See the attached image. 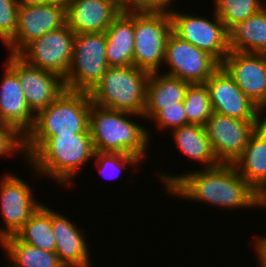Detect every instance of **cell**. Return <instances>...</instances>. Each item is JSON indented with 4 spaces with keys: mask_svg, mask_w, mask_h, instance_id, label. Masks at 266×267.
I'll list each match as a JSON object with an SVG mask.
<instances>
[{
    "mask_svg": "<svg viewBox=\"0 0 266 267\" xmlns=\"http://www.w3.org/2000/svg\"><path fill=\"white\" fill-rule=\"evenodd\" d=\"M121 12L168 10L172 0H116Z\"/></svg>",
    "mask_w": 266,
    "mask_h": 267,
    "instance_id": "cell-33",
    "label": "cell"
},
{
    "mask_svg": "<svg viewBox=\"0 0 266 267\" xmlns=\"http://www.w3.org/2000/svg\"><path fill=\"white\" fill-rule=\"evenodd\" d=\"M18 7L17 0H0V42L5 46L17 33Z\"/></svg>",
    "mask_w": 266,
    "mask_h": 267,
    "instance_id": "cell-30",
    "label": "cell"
},
{
    "mask_svg": "<svg viewBox=\"0 0 266 267\" xmlns=\"http://www.w3.org/2000/svg\"><path fill=\"white\" fill-rule=\"evenodd\" d=\"M95 154L90 133L51 136L28 159L31 169L69 186L82 166Z\"/></svg>",
    "mask_w": 266,
    "mask_h": 267,
    "instance_id": "cell-4",
    "label": "cell"
},
{
    "mask_svg": "<svg viewBox=\"0 0 266 267\" xmlns=\"http://www.w3.org/2000/svg\"><path fill=\"white\" fill-rule=\"evenodd\" d=\"M88 92L65 90L35 115L32 129L24 137L26 160L51 136L90 133Z\"/></svg>",
    "mask_w": 266,
    "mask_h": 267,
    "instance_id": "cell-2",
    "label": "cell"
},
{
    "mask_svg": "<svg viewBox=\"0 0 266 267\" xmlns=\"http://www.w3.org/2000/svg\"><path fill=\"white\" fill-rule=\"evenodd\" d=\"M0 244L14 267H66L55 252L24 243L15 235L4 237Z\"/></svg>",
    "mask_w": 266,
    "mask_h": 267,
    "instance_id": "cell-25",
    "label": "cell"
},
{
    "mask_svg": "<svg viewBox=\"0 0 266 267\" xmlns=\"http://www.w3.org/2000/svg\"><path fill=\"white\" fill-rule=\"evenodd\" d=\"M15 236L24 243L55 252L56 241L52 228V209L42 203L15 233Z\"/></svg>",
    "mask_w": 266,
    "mask_h": 267,
    "instance_id": "cell-26",
    "label": "cell"
},
{
    "mask_svg": "<svg viewBox=\"0 0 266 267\" xmlns=\"http://www.w3.org/2000/svg\"><path fill=\"white\" fill-rule=\"evenodd\" d=\"M255 241V252L257 253L258 260H259V267H266V238L263 236H259L256 238Z\"/></svg>",
    "mask_w": 266,
    "mask_h": 267,
    "instance_id": "cell-34",
    "label": "cell"
},
{
    "mask_svg": "<svg viewBox=\"0 0 266 267\" xmlns=\"http://www.w3.org/2000/svg\"><path fill=\"white\" fill-rule=\"evenodd\" d=\"M6 65L18 76L26 102L36 115L65 91L58 74L27 64L17 54H8Z\"/></svg>",
    "mask_w": 266,
    "mask_h": 267,
    "instance_id": "cell-13",
    "label": "cell"
},
{
    "mask_svg": "<svg viewBox=\"0 0 266 267\" xmlns=\"http://www.w3.org/2000/svg\"><path fill=\"white\" fill-rule=\"evenodd\" d=\"M172 20V32L199 49L214 56L220 63L229 54V34L224 23L213 10V20L168 9ZM214 21V22H213Z\"/></svg>",
    "mask_w": 266,
    "mask_h": 267,
    "instance_id": "cell-8",
    "label": "cell"
},
{
    "mask_svg": "<svg viewBox=\"0 0 266 267\" xmlns=\"http://www.w3.org/2000/svg\"><path fill=\"white\" fill-rule=\"evenodd\" d=\"M5 68L0 84V124L15 128L25 137L34 125L35 114L26 102L18 76L7 65Z\"/></svg>",
    "mask_w": 266,
    "mask_h": 267,
    "instance_id": "cell-18",
    "label": "cell"
},
{
    "mask_svg": "<svg viewBox=\"0 0 266 267\" xmlns=\"http://www.w3.org/2000/svg\"><path fill=\"white\" fill-rule=\"evenodd\" d=\"M67 26L76 33L105 32L121 13L116 0H65Z\"/></svg>",
    "mask_w": 266,
    "mask_h": 267,
    "instance_id": "cell-17",
    "label": "cell"
},
{
    "mask_svg": "<svg viewBox=\"0 0 266 267\" xmlns=\"http://www.w3.org/2000/svg\"><path fill=\"white\" fill-rule=\"evenodd\" d=\"M172 132L173 140L181 153L193 161H198V164H205L203 168L220 165L209 142L205 126L188 124L177 127Z\"/></svg>",
    "mask_w": 266,
    "mask_h": 267,
    "instance_id": "cell-23",
    "label": "cell"
},
{
    "mask_svg": "<svg viewBox=\"0 0 266 267\" xmlns=\"http://www.w3.org/2000/svg\"><path fill=\"white\" fill-rule=\"evenodd\" d=\"M153 72L147 83L143 118L152 119L163 107L178 106L183 102L190 83L163 72Z\"/></svg>",
    "mask_w": 266,
    "mask_h": 267,
    "instance_id": "cell-22",
    "label": "cell"
},
{
    "mask_svg": "<svg viewBox=\"0 0 266 267\" xmlns=\"http://www.w3.org/2000/svg\"><path fill=\"white\" fill-rule=\"evenodd\" d=\"M157 127L161 130L175 129L188 125L185 114L184 103L179 102L178 106L163 107L153 118Z\"/></svg>",
    "mask_w": 266,
    "mask_h": 267,
    "instance_id": "cell-31",
    "label": "cell"
},
{
    "mask_svg": "<svg viewBox=\"0 0 266 267\" xmlns=\"http://www.w3.org/2000/svg\"><path fill=\"white\" fill-rule=\"evenodd\" d=\"M75 33L67 26L32 40L17 55L27 64L65 78L73 57Z\"/></svg>",
    "mask_w": 266,
    "mask_h": 267,
    "instance_id": "cell-9",
    "label": "cell"
},
{
    "mask_svg": "<svg viewBox=\"0 0 266 267\" xmlns=\"http://www.w3.org/2000/svg\"><path fill=\"white\" fill-rule=\"evenodd\" d=\"M265 120H242L213 112L205 129L220 164H234L242 155L251 134Z\"/></svg>",
    "mask_w": 266,
    "mask_h": 267,
    "instance_id": "cell-11",
    "label": "cell"
},
{
    "mask_svg": "<svg viewBox=\"0 0 266 267\" xmlns=\"http://www.w3.org/2000/svg\"><path fill=\"white\" fill-rule=\"evenodd\" d=\"M18 150H21V153H25L24 136L13 127L0 124V157L7 154L12 155Z\"/></svg>",
    "mask_w": 266,
    "mask_h": 267,
    "instance_id": "cell-32",
    "label": "cell"
},
{
    "mask_svg": "<svg viewBox=\"0 0 266 267\" xmlns=\"http://www.w3.org/2000/svg\"><path fill=\"white\" fill-rule=\"evenodd\" d=\"M105 32L76 33L73 57L66 77L65 90L89 92L109 68Z\"/></svg>",
    "mask_w": 266,
    "mask_h": 267,
    "instance_id": "cell-7",
    "label": "cell"
},
{
    "mask_svg": "<svg viewBox=\"0 0 266 267\" xmlns=\"http://www.w3.org/2000/svg\"><path fill=\"white\" fill-rule=\"evenodd\" d=\"M158 174L171 196L231 210L254 206L266 208V200L238 173L233 164H220L174 176L169 173Z\"/></svg>",
    "mask_w": 266,
    "mask_h": 267,
    "instance_id": "cell-1",
    "label": "cell"
},
{
    "mask_svg": "<svg viewBox=\"0 0 266 267\" xmlns=\"http://www.w3.org/2000/svg\"><path fill=\"white\" fill-rule=\"evenodd\" d=\"M95 165L97 170L105 178L117 179L126 166H137L142 160L136 155L123 154L118 152L95 151ZM119 174V175H118Z\"/></svg>",
    "mask_w": 266,
    "mask_h": 267,
    "instance_id": "cell-29",
    "label": "cell"
},
{
    "mask_svg": "<svg viewBox=\"0 0 266 267\" xmlns=\"http://www.w3.org/2000/svg\"><path fill=\"white\" fill-rule=\"evenodd\" d=\"M164 63L169 67L164 74L190 84H204L221 66L210 53L182 40L173 32L167 39Z\"/></svg>",
    "mask_w": 266,
    "mask_h": 267,
    "instance_id": "cell-10",
    "label": "cell"
},
{
    "mask_svg": "<svg viewBox=\"0 0 266 267\" xmlns=\"http://www.w3.org/2000/svg\"><path fill=\"white\" fill-rule=\"evenodd\" d=\"M221 67L240 90L266 112V54L230 51Z\"/></svg>",
    "mask_w": 266,
    "mask_h": 267,
    "instance_id": "cell-14",
    "label": "cell"
},
{
    "mask_svg": "<svg viewBox=\"0 0 266 267\" xmlns=\"http://www.w3.org/2000/svg\"><path fill=\"white\" fill-rule=\"evenodd\" d=\"M204 84L213 112L242 120H266V116L261 118L265 113L240 90L221 66Z\"/></svg>",
    "mask_w": 266,
    "mask_h": 267,
    "instance_id": "cell-16",
    "label": "cell"
},
{
    "mask_svg": "<svg viewBox=\"0 0 266 267\" xmlns=\"http://www.w3.org/2000/svg\"><path fill=\"white\" fill-rule=\"evenodd\" d=\"M72 222L52 209L55 253L66 267H91V254L89 255V246L83 236L85 234Z\"/></svg>",
    "mask_w": 266,
    "mask_h": 267,
    "instance_id": "cell-19",
    "label": "cell"
},
{
    "mask_svg": "<svg viewBox=\"0 0 266 267\" xmlns=\"http://www.w3.org/2000/svg\"><path fill=\"white\" fill-rule=\"evenodd\" d=\"M233 165L266 200V120L251 134L242 155Z\"/></svg>",
    "mask_w": 266,
    "mask_h": 267,
    "instance_id": "cell-20",
    "label": "cell"
},
{
    "mask_svg": "<svg viewBox=\"0 0 266 267\" xmlns=\"http://www.w3.org/2000/svg\"><path fill=\"white\" fill-rule=\"evenodd\" d=\"M149 73L134 65L109 67L88 92L93 104L144 117Z\"/></svg>",
    "mask_w": 266,
    "mask_h": 267,
    "instance_id": "cell-5",
    "label": "cell"
},
{
    "mask_svg": "<svg viewBox=\"0 0 266 267\" xmlns=\"http://www.w3.org/2000/svg\"><path fill=\"white\" fill-rule=\"evenodd\" d=\"M230 51L266 54V6L229 31Z\"/></svg>",
    "mask_w": 266,
    "mask_h": 267,
    "instance_id": "cell-24",
    "label": "cell"
},
{
    "mask_svg": "<svg viewBox=\"0 0 266 267\" xmlns=\"http://www.w3.org/2000/svg\"><path fill=\"white\" fill-rule=\"evenodd\" d=\"M183 103L189 124L205 126L213 114L209 92L205 84H190Z\"/></svg>",
    "mask_w": 266,
    "mask_h": 267,
    "instance_id": "cell-28",
    "label": "cell"
},
{
    "mask_svg": "<svg viewBox=\"0 0 266 267\" xmlns=\"http://www.w3.org/2000/svg\"><path fill=\"white\" fill-rule=\"evenodd\" d=\"M105 34L109 67L133 65L134 11L121 12L108 26Z\"/></svg>",
    "mask_w": 266,
    "mask_h": 267,
    "instance_id": "cell-21",
    "label": "cell"
},
{
    "mask_svg": "<svg viewBox=\"0 0 266 267\" xmlns=\"http://www.w3.org/2000/svg\"><path fill=\"white\" fill-rule=\"evenodd\" d=\"M10 174L0 181V210L4 221V228L0 229V241L15 235L42 204L33 197L28 183L18 175Z\"/></svg>",
    "mask_w": 266,
    "mask_h": 267,
    "instance_id": "cell-15",
    "label": "cell"
},
{
    "mask_svg": "<svg viewBox=\"0 0 266 267\" xmlns=\"http://www.w3.org/2000/svg\"><path fill=\"white\" fill-rule=\"evenodd\" d=\"M18 28L6 45L10 54H18L32 40L67 24L65 0L46 4L19 5Z\"/></svg>",
    "mask_w": 266,
    "mask_h": 267,
    "instance_id": "cell-12",
    "label": "cell"
},
{
    "mask_svg": "<svg viewBox=\"0 0 266 267\" xmlns=\"http://www.w3.org/2000/svg\"><path fill=\"white\" fill-rule=\"evenodd\" d=\"M171 33L169 10L134 11L133 65L149 73L160 72Z\"/></svg>",
    "mask_w": 266,
    "mask_h": 267,
    "instance_id": "cell-6",
    "label": "cell"
},
{
    "mask_svg": "<svg viewBox=\"0 0 266 267\" xmlns=\"http://www.w3.org/2000/svg\"><path fill=\"white\" fill-rule=\"evenodd\" d=\"M261 0H214V12L229 31L263 9Z\"/></svg>",
    "mask_w": 266,
    "mask_h": 267,
    "instance_id": "cell-27",
    "label": "cell"
},
{
    "mask_svg": "<svg viewBox=\"0 0 266 267\" xmlns=\"http://www.w3.org/2000/svg\"><path fill=\"white\" fill-rule=\"evenodd\" d=\"M127 116L130 118L141 115L91 103L89 131L95 151L118 152L145 159L150 133Z\"/></svg>",
    "mask_w": 266,
    "mask_h": 267,
    "instance_id": "cell-3",
    "label": "cell"
},
{
    "mask_svg": "<svg viewBox=\"0 0 266 267\" xmlns=\"http://www.w3.org/2000/svg\"><path fill=\"white\" fill-rule=\"evenodd\" d=\"M62 0H17L19 5L46 4Z\"/></svg>",
    "mask_w": 266,
    "mask_h": 267,
    "instance_id": "cell-35",
    "label": "cell"
}]
</instances>
